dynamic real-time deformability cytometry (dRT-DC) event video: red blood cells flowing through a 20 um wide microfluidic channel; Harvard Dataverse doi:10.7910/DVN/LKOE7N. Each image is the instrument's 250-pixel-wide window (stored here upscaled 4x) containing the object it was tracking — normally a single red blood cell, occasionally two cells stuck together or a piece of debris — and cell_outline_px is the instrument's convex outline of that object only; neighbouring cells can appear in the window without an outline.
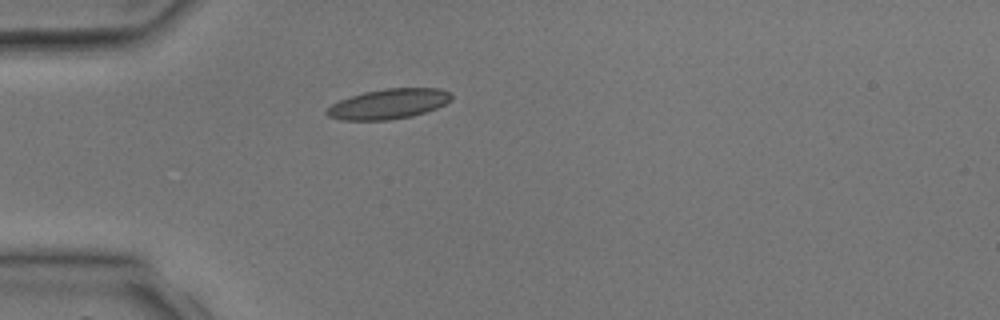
{"species": "common noctule bat (a hibernating species)", "species_latin": "Nyctalus noctula", "temperature_condition": "room temperature", "stored_images_in_passage": 3, "camera_frame_rate_fps": 3000, "um_per_image_px": 0.085, "animal": {"sex": "male", "body_mass_g": 17.9, "forearm_length_mm": 54.2}, "frame": {"image": 1, "passage_image": 3, "time_ms": 3.333, "image_size_px": [1000, 320], "cell_outline_px": [[452, 100], [436, 108], [412, 116], [388, 120], [340, 120], [328, 116], [324, 112], [332, 104], [340, 100], [364, 92], [384, 88], [440, 88], [452, 92]], "centroid_in_image_um": [33.04, 8.83], "position_along_channel_um": 52.0, "area_um2": 21.85}}